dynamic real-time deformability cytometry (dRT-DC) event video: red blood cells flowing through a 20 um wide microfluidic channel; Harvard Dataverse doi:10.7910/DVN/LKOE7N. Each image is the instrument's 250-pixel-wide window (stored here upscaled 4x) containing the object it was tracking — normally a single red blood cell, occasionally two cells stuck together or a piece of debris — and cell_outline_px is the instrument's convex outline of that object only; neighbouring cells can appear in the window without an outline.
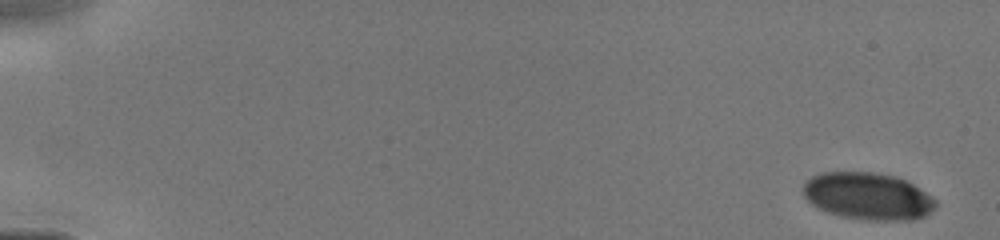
{"species": "human", "species_latin": "Homo sapiens", "temperature_condition": "cold", "stored_images_in_passage": 6, "camera_frame_rate_fps": 3000, "um_per_image_px": 0.085, "donor": {"sex": "male"}, "frame": {"image": 1, "passage_image": 1, "time_ms": 0.0, "image_size_px": [1000, 240], "cell_outline_px": [[936, 204], [924, 216], [916, 220], [864, 220], [844, 216], [828, 212], [812, 204], [804, 196], [804, 184], [812, 176], [820, 172], [872, 172], [896, 176], [920, 188], [932, 196], [936, 200]], "centroid_in_image_um": [73.78, 16.67], "position_along_channel_um": 11.2, "area_um2": 36.13}}
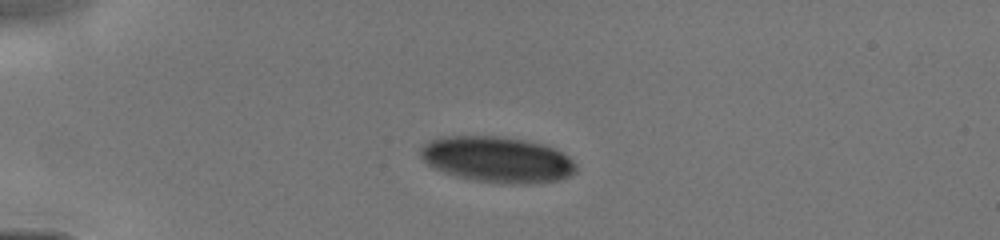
{"frame": {"image": 2, "passage_image": 4, "time_ms": 3.667, "image_size_px": [1000, 240], "cell_outline_px": [[576, 172], [560, 180], [528, 184], [516, 184], [472, 180], [456, 176], [444, 172], [428, 164], [420, 156], [420, 148], [428, 140], [440, 136], [500, 136], [524, 140], [544, 144], [568, 156], [576, 164]], "centroid_in_image_um": [42.25, 13.55], "position_along_channel_um": 42.7, "area_um2": 41.62}}
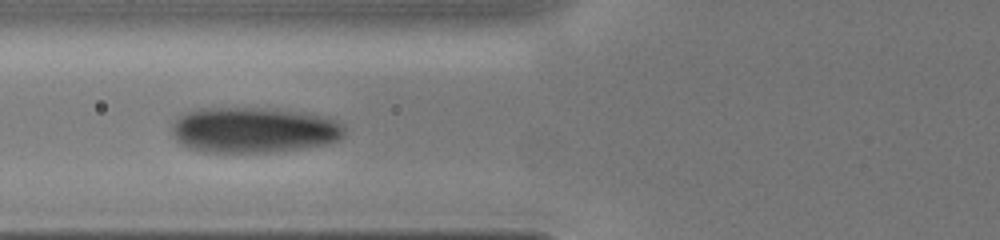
{"frame": {"image": 3, "passage_image": 6, "time_ms": 6.0, "image_size_px": [1000, 240], "cell_outline_px": [[344, 136], [340, 140], [324, 144], [304, 148], [272, 152], [204, 152], [188, 148], [180, 144], [176, 140], [172, 132], [172, 124], [176, 116], [184, 112], [196, 108], [264, 108], [300, 112], [324, 116], [344, 124]], "centroid_in_image_um": [21.52, 11.05], "position_along_channel_um": 104.3, "area_um2": 46.3}}